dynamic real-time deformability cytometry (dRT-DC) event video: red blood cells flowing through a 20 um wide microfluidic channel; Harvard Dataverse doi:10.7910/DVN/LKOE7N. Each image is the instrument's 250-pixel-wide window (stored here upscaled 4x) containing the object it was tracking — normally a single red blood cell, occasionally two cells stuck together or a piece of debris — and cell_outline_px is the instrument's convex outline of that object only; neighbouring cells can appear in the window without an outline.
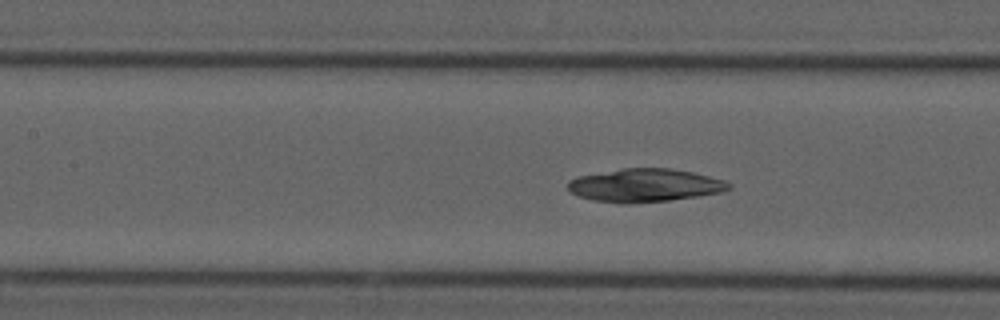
{"species": "common noctule bat (a hibernating species)", "species_latin": "Nyctalus noctula", "temperature_condition": "cold", "stored_images_in_passage": 5, "segment_of_instrument_passage": [2, 2], "camera_frame_rate_fps": 3000, "um_per_image_px": 0.085, "animal": {"sex": "male", "forearm_length_mm": 52.5}, "frame": {"image": 1, "passage_image": 5, "time_ms": 4.667, "image_size_px": [1000, 320], "cell_outline_px": [[732, 188], [720, 192], [696, 196], [668, 200], [628, 204], [624, 204], [592, 200], [580, 196], [572, 192], [568, 188], [568, 180], [576, 176], [624, 168], [668, 168], [692, 172], [724, 180], [732, 184]], "centroid_in_image_um": [54.79, 15.75], "position_along_channel_um": 152.6, "area_um2": 30.98}}